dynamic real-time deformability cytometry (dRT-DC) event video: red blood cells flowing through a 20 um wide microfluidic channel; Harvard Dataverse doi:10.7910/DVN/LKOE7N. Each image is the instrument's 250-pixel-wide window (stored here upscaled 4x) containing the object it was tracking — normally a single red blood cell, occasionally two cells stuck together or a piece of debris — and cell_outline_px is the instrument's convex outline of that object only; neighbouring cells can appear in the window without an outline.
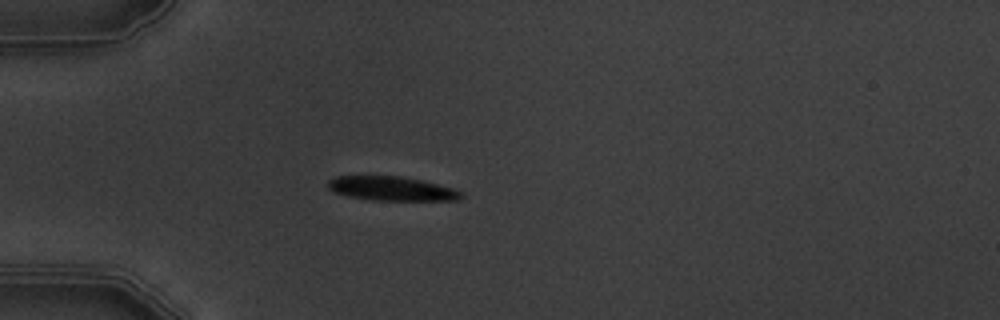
{"species": "common noctule bat (a hibernating species)", "species_latin": "Nyctalus noctula", "temperature_condition": "warm", "stored_images_in_passage": 3, "camera_frame_rate_fps": 3000, "um_per_image_px": 0.085, "animal": {"sex": "male", "body_mass_g": 19.5, "forearm_length_mm": 54.6}, "frame": {"image": 1, "passage_image": 2, "time_ms": 1.333, "image_size_px": [1000, 320], "cell_outline_px": [[464, 196], [460, 200], [368, 200], [348, 196], [336, 192], [328, 188], [328, 180], [336, 176], [400, 176], [420, 180], [452, 188], [464, 192]], "centroid_in_image_um": [33.3, 16.04], "position_along_channel_um": 51.7, "area_um2": 18.67}}